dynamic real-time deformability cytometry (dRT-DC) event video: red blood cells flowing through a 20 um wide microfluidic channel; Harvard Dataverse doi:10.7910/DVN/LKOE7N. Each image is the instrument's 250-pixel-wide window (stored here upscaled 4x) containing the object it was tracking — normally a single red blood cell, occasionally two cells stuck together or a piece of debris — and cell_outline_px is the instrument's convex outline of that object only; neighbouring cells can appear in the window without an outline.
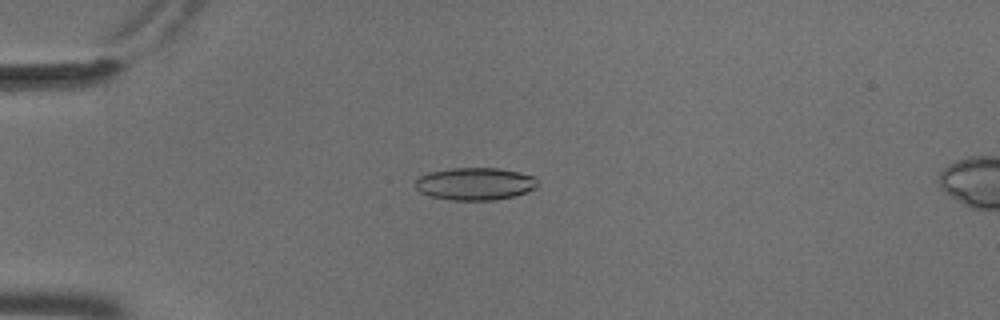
{"species": "common noctule bat (a hibernating species)", "species_latin": "Nyctalus noctula", "temperature_condition": "cold", "stored_images_in_passage": 55, "camera_frame_rate_fps": 3000, "um_per_image_px": 0.085, "animal": {"sex": "male", "body_mass_g": 18.8}, "frame": {"image": 1, "passage_image": 15, "time_ms": 4.667, "image_size_px": [1000, 320], "cell_outline_px": [[540, 184], [536, 188], [512, 196], [496, 200], [452, 200], [428, 196], [420, 192], [416, 188], [416, 180], [420, 176], [428, 172], [452, 168], [500, 168], [536, 176]], "centroid_in_image_um": [40.39, 15.62], "position_along_channel_um": 44.6, "area_um2": 23.29}}
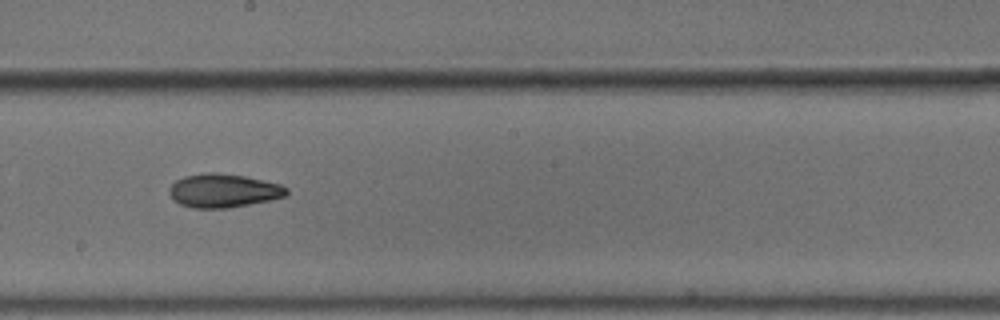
{"frame": {"image": 2, "passage_image": 32, "time_ms": 10.333, "image_size_px": [1000, 320], "cell_outline_px": [[288, 192], [284, 196], [268, 200], [248, 204], [224, 208], [192, 208], [180, 204], [168, 192], [168, 188], [176, 180], [184, 176], [204, 172], [216, 172], [244, 176], [280, 184], [288, 188]], "centroid_in_image_um": [18.96, 16.19], "position_along_channel_um": 229.2, "area_um2": 22.77}}
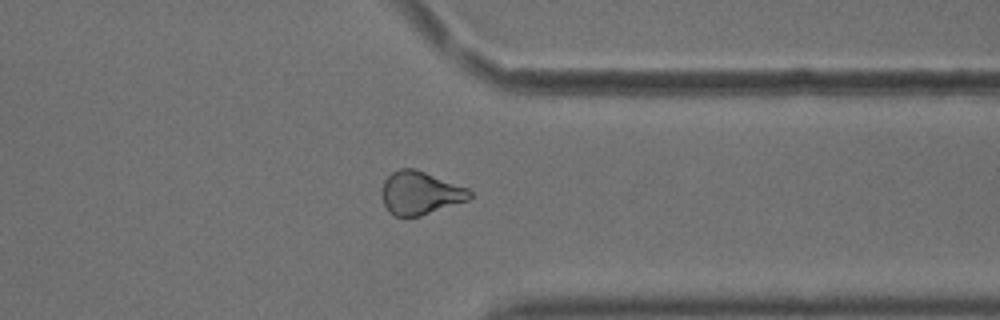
{"frame": {"image": 3, "passage_image": 44, "time_ms": 14.333, "image_size_px": [1000, 320], "cell_outline_px": [[472, 196], [468, 200], [420, 216], [404, 220], [392, 216], [388, 212], [384, 204], [380, 192], [384, 180], [392, 172], [400, 168], [412, 168], [424, 172], [468, 188], [472, 192]], "centroid_in_image_um": [35.66, 16.45], "position_along_channel_um": 375.7, "area_um2": 22.48}, "authors_computed_cell_mechanics": {"area_um2": 22.831, "velocity_mm_per_s": 3.7103, "shape_relaxation_time_tau1_ms": 10.1792, "shape_relaxation_time_tau2_ms": 5.1794, "deformation_change_tau1": 0.1535, "deformation_change_tau2": 0.1204}}